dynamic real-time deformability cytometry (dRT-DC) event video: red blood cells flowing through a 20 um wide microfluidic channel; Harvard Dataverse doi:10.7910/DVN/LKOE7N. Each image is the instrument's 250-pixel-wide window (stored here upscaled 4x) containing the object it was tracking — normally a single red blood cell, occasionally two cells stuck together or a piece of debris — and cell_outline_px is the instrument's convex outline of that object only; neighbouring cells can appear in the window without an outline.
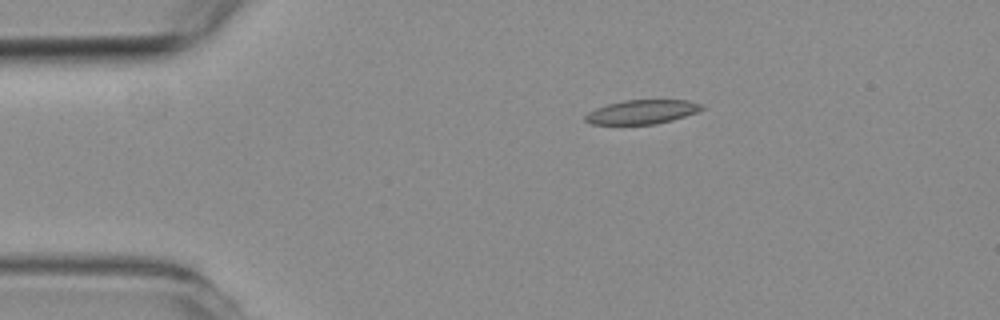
{"species": "common noctule bat (a hibernating species)", "species_latin": "Nyctalus noctula", "temperature_condition": "room temperature", "stored_images_in_passage": 3, "camera_frame_rate_fps": 3000, "um_per_image_px": 0.085, "animal": {"sex": "female", "body_mass_g": 19.3, "forearm_length_mm": 54.1}, "frame": {"image": 1, "passage_image": 1, "time_ms": 0.0, "image_size_px": [1000, 320], "cell_outline_px": [[704, 108], [696, 112], [672, 120], [656, 124], [592, 124], [584, 120], [584, 116], [588, 112], [596, 108], [608, 104], [624, 100], [688, 100], [704, 104]], "centroid_in_image_um": [54.57, 9.51], "position_along_channel_um": 30.4, "area_um2": 16.3}}